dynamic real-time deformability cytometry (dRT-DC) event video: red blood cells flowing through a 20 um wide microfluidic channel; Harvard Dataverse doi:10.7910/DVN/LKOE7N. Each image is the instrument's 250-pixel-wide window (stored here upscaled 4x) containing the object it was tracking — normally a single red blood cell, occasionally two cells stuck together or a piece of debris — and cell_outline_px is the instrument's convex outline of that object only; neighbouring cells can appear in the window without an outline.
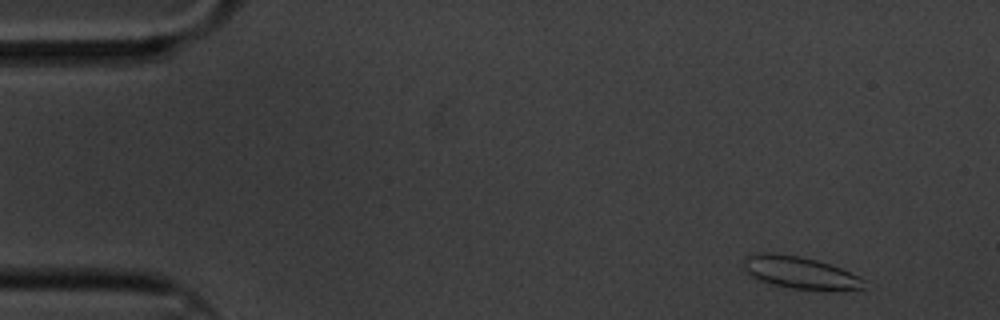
{"species": "common noctule bat (a hibernating species)", "species_latin": "Nyctalus noctula", "temperature_condition": "cold", "stored_images_in_passage": 59, "camera_frame_rate_fps": 3000, "um_per_image_px": 0.085, "animal": {"sex": "male", "body_mass_g": 20.1, "forearm_length_mm": 53.5}, "frame": {"image": 1, "passage_image": 4, "time_ms": 1.0, "image_size_px": [1000, 320], "cell_outline_px": [[864, 288], [828, 292], [792, 288], [772, 284], [760, 280], [752, 276], [744, 268], [744, 256], [764, 252], [776, 252], [800, 256], [816, 260], [840, 268], [864, 280]], "centroid_in_image_um": [68.0, 23.18], "position_along_channel_um": 17.0, "area_um2": 22.72}}
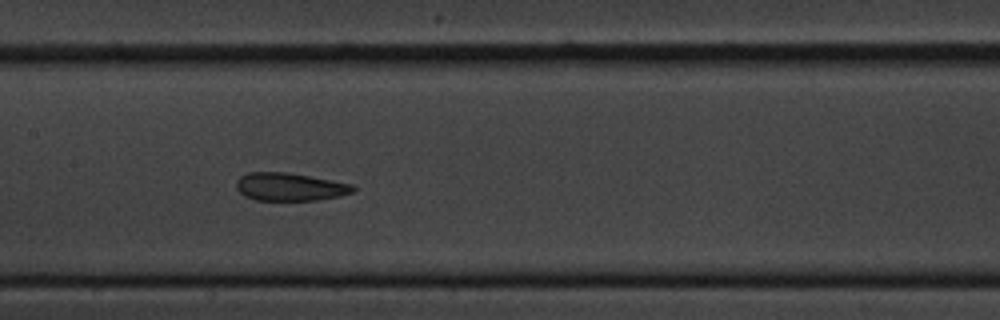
{"frame": {"image": 2, "passage_image": 28, "time_ms": 9.0, "image_size_px": [1000, 320], "cell_outline_px": [[356, 188], [352, 192], [340, 196], [316, 200], [256, 200], [244, 196], [236, 188], [236, 180], [240, 176], [248, 172], [288, 172], [352, 184]], "centroid_in_image_um": [24.6, 15.88], "position_along_channel_um": 182.8, "area_um2": 19.02}}
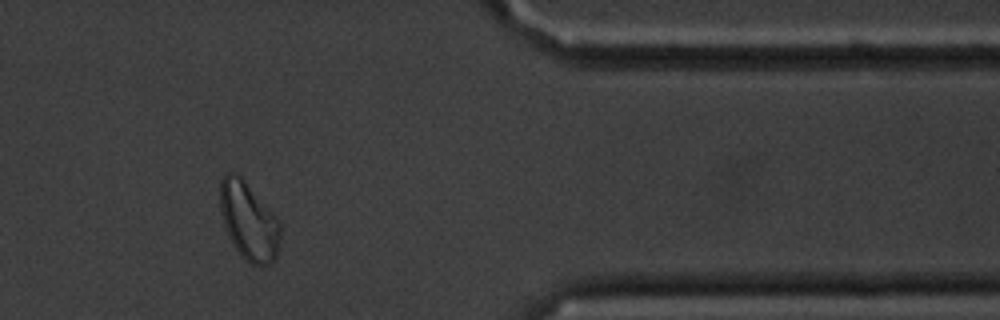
{"frame": {"image": 3, "passage_image": 49, "time_ms": 16.0, "image_size_px": [1000, 320], "cell_outline_px": [[280, 240], [276, 260], [264, 268], [252, 264], [236, 248], [228, 236], [224, 224], [220, 208], [220, 180], [224, 172], [236, 172], [244, 180], [276, 216], [280, 224]], "centroid_in_image_um": [21.15, 18.79], "position_along_channel_um": 390.3, "area_um2": 27.34}, "authors_computed_cell_mechanics": {"area_um2": 21.0392, "velocity_mm_per_s": 3.2768, "shape_relaxation_time_tau1_ms": 8.2209, "shape_relaxation_time_tau2_ms": 1.5652, "deformation_change_tau1": 0.1145, "deformation_change_tau2": 0.0759}}